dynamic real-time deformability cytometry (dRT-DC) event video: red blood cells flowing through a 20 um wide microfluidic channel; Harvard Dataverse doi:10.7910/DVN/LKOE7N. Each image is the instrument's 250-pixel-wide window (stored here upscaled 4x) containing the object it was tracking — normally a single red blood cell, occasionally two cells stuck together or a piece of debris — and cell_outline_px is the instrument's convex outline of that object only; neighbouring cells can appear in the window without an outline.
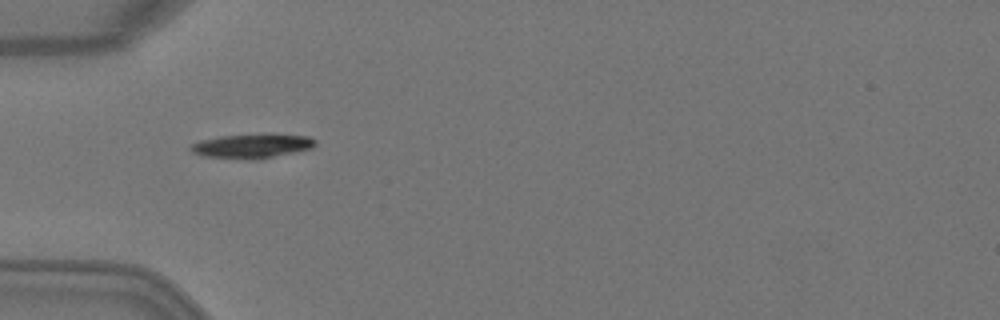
{"species": "Egyptian fruit bat (a non-hibernating species)", "species_latin": "Rousettus aegyptiacus", "temperature_condition": "warm", "stored_images_in_passage": 3, "camera_frame_rate_fps": 3000, "um_per_image_px": 0.085, "animal": {"sex": "female"}, "frame": {"image": 1, "passage_image": 2, "time_ms": 0.333, "image_size_px": [1000, 320], "cell_outline_px": [[316, 144], [312, 148], [296, 152], [252, 160], [200, 156], [192, 152], [188, 148], [192, 144], [200, 140], [220, 136], [308, 136], [316, 140]], "centroid_in_image_um": [21.34, 12.45], "position_along_channel_um": 63.7, "area_um2": 16.94}}